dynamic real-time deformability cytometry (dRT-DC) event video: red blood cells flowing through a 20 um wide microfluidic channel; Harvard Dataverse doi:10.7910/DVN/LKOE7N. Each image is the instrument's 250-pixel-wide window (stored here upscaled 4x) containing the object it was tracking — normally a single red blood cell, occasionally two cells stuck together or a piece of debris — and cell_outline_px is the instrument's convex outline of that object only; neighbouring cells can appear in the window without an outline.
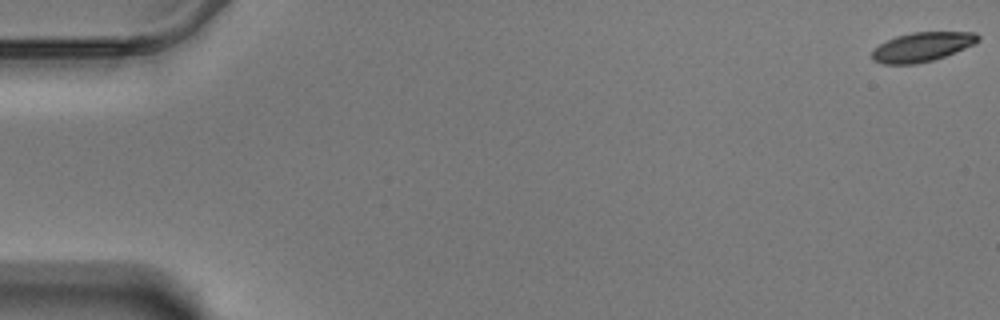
{"species": "Egyptian fruit bat (a non-hibernating species)", "species_latin": "Rousettus aegyptiacus", "temperature_condition": "warm", "stored_images_in_passage": 60, "camera_frame_rate_fps": 3000, "um_per_image_px": 0.085, "animal": {"sex": "male"}, "frame": {"image": 1, "passage_image": 1, "time_ms": 0.0, "image_size_px": [1000, 320], "cell_outline_px": [[980, 40], [964, 48], [944, 56], [932, 60], [916, 64], [880, 64], [872, 60], [872, 52], [880, 44], [896, 36], [912, 32], [976, 32], [980, 36]], "centroid_in_image_um": [78.36, 3.98], "position_along_channel_um": 6.6, "area_um2": 17.92}}
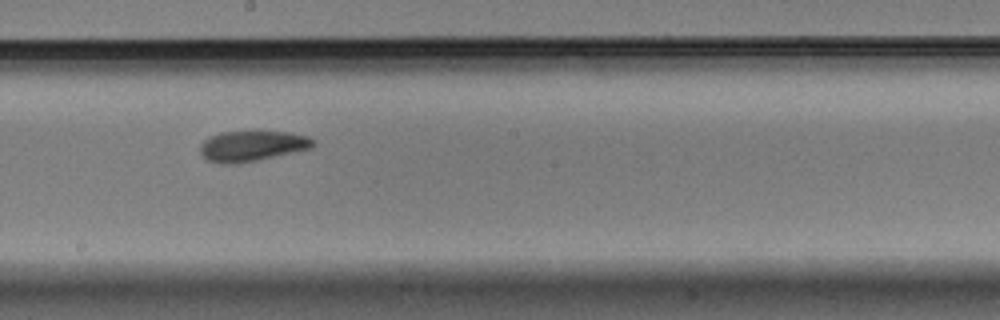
{"frame": {"image": 2, "passage_image": 34, "time_ms": 11.0, "image_size_px": [1000, 320], "cell_outline_px": [[316, 144], [312, 148], [256, 160], [236, 164], [220, 164], [208, 160], [200, 156], [200, 144], [208, 136], [220, 132], [256, 128], [292, 132], [308, 136], [316, 140]], "centroid_in_image_um": [21.43, 12.34], "position_along_channel_um": 226.8, "area_um2": 21.27}}
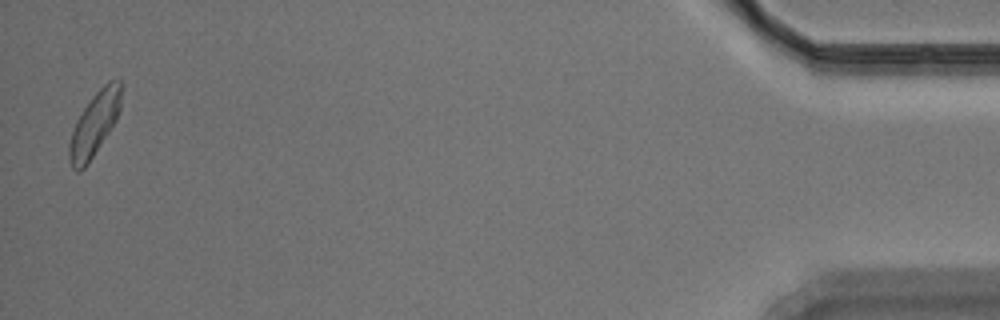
{"frame": {"image": 3, "passage_image": 59, "time_ms": 19.333, "image_size_px": [1000, 320], "cell_outline_px": [[124, 84], [120, 108], [116, 120], [88, 164], [80, 172], [76, 172], [72, 168], [68, 156], [68, 144], [76, 120], [92, 96], [108, 80], [120, 76]], "centroid_in_image_um": [8.06, 10.48], "position_along_channel_um": 427.1, "area_um2": 19.71}, "authors_computed_cell_mechanics": {"area_um2": 19.3052, "velocity_mm_per_s": 3.4447, "shape_relaxation_time_tau1_ms": 3.6317, "shape_relaxation_time_tau2_ms": 3.5918, "deformation_change_tau1": 0.1421, "deformation_change_tau2": 0.0993}}